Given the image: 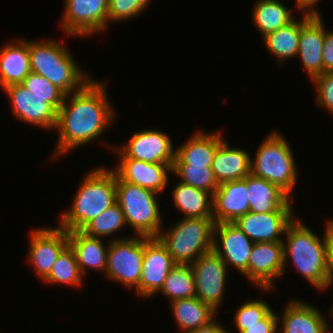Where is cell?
<instances>
[{
  "label": "cell",
  "instance_id": "cell-1",
  "mask_svg": "<svg viewBox=\"0 0 333 333\" xmlns=\"http://www.w3.org/2000/svg\"><path fill=\"white\" fill-rule=\"evenodd\" d=\"M94 78L79 91L65 95L57 111L54 131L57 130L58 141L51 160L98 140L115 123L117 112L107 96L106 82Z\"/></svg>",
  "mask_w": 333,
  "mask_h": 333
},
{
  "label": "cell",
  "instance_id": "cell-2",
  "mask_svg": "<svg viewBox=\"0 0 333 333\" xmlns=\"http://www.w3.org/2000/svg\"><path fill=\"white\" fill-rule=\"evenodd\" d=\"M283 236L284 274L291 260L294 269L312 287L326 291L328 262L324 236L319 237L298 216L287 226Z\"/></svg>",
  "mask_w": 333,
  "mask_h": 333
},
{
  "label": "cell",
  "instance_id": "cell-3",
  "mask_svg": "<svg viewBox=\"0 0 333 333\" xmlns=\"http://www.w3.org/2000/svg\"><path fill=\"white\" fill-rule=\"evenodd\" d=\"M116 203V173L113 168L94 167L82 179L71 206L60 213L59 227L81 230L89 221Z\"/></svg>",
  "mask_w": 333,
  "mask_h": 333
},
{
  "label": "cell",
  "instance_id": "cell-4",
  "mask_svg": "<svg viewBox=\"0 0 333 333\" xmlns=\"http://www.w3.org/2000/svg\"><path fill=\"white\" fill-rule=\"evenodd\" d=\"M66 46L55 38L28 39L31 72L42 75L67 95L79 91L93 77L84 72Z\"/></svg>",
  "mask_w": 333,
  "mask_h": 333
},
{
  "label": "cell",
  "instance_id": "cell-5",
  "mask_svg": "<svg viewBox=\"0 0 333 333\" xmlns=\"http://www.w3.org/2000/svg\"><path fill=\"white\" fill-rule=\"evenodd\" d=\"M285 138L278 131L267 134L257 148L255 158L251 157L250 173L279 186L293 199L299 171L293 150Z\"/></svg>",
  "mask_w": 333,
  "mask_h": 333
},
{
  "label": "cell",
  "instance_id": "cell-6",
  "mask_svg": "<svg viewBox=\"0 0 333 333\" xmlns=\"http://www.w3.org/2000/svg\"><path fill=\"white\" fill-rule=\"evenodd\" d=\"M158 193L123 181L116 174V202L134 236L157 238L162 227Z\"/></svg>",
  "mask_w": 333,
  "mask_h": 333
},
{
  "label": "cell",
  "instance_id": "cell-7",
  "mask_svg": "<svg viewBox=\"0 0 333 333\" xmlns=\"http://www.w3.org/2000/svg\"><path fill=\"white\" fill-rule=\"evenodd\" d=\"M215 222L213 218H181L158 239L176 264H192L199 256L213 250Z\"/></svg>",
  "mask_w": 333,
  "mask_h": 333
},
{
  "label": "cell",
  "instance_id": "cell-8",
  "mask_svg": "<svg viewBox=\"0 0 333 333\" xmlns=\"http://www.w3.org/2000/svg\"><path fill=\"white\" fill-rule=\"evenodd\" d=\"M143 254V236L132 235L109 241L105 278L121 284L127 290H135L139 296Z\"/></svg>",
  "mask_w": 333,
  "mask_h": 333
},
{
  "label": "cell",
  "instance_id": "cell-9",
  "mask_svg": "<svg viewBox=\"0 0 333 333\" xmlns=\"http://www.w3.org/2000/svg\"><path fill=\"white\" fill-rule=\"evenodd\" d=\"M103 146L110 148L118 158L136 159L148 163L168 164L171 167L175 159L174 144L168 133L162 130L145 129L133 133L128 142L122 146H113L101 141ZM121 146V147H120Z\"/></svg>",
  "mask_w": 333,
  "mask_h": 333
},
{
  "label": "cell",
  "instance_id": "cell-10",
  "mask_svg": "<svg viewBox=\"0 0 333 333\" xmlns=\"http://www.w3.org/2000/svg\"><path fill=\"white\" fill-rule=\"evenodd\" d=\"M109 0H64L60 27L70 37H89L106 32Z\"/></svg>",
  "mask_w": 333,
  "mask_h": 333
},
{
  "label": "cell",
  "instance_id": "cell-11",
  "mask_svg": "<svg viewBox=\"0 0 333 333\" xmlns=\"http://www.w3.org/2000/svg\"><path fill=\"white\" fill-rule=\"evenodd\" d=\"M190 266L193 271L195 296L219 313L225 297L229 272L227 265L211 250L199 256Z\"/></svg>",
  "mask_w": 333,
  "mask_h": 333
},
{
  "label": "cell",
  "instance_id": "cell-12",
  "mask_svg": "<svg viewBox=\"0 0 333 333\" xmlns=\"http://www.w3.org/2000/svg\"><path fill=\"white\" fill-rule=\"evenodd\" d=\"M29 235L27 262L43 281L51 272L58 256L68 246V231L57 227L33 228Z\"/></svg>",
  "mask_w": 333,
  "mask_h": 333
},
{
  "label": "cell",
  "instance_id": "cell-13",
  "mask_svg": "<svg viewBox=\"0 0 333 333\" xmlns=\"http://www.w3.org/2000/svg\"><path fill=\"white\" fill-rule=\"evenodd\" d=\"M2 91L10 99L11 111L16 119L54 132L57 111L48 103V98L34 95L21 83L4 87Z\"/></svg>",
  "mask_w": 333,
  "mask_h": 333
},
{
  "label": "cell",
  "instance_id": "cell-14",
  "mask_svg": "<svg viewBox=\"0 0 333 333\" xmlns=\"http://www.w3.org/2000/svg\"><path fill=\"white\" fill-rule=\"evenodd\" d=\"M283 275V243H254L248 260V282L253 283L252 287L256 286L264 293L274 291L275 278Z\"/></svg>",
  "mask_w": 333,
  "mask_h": 333
},
{
  "label": "cell",
  "instance_id": "cell-15",
  "mask_svg": "<svg viewBox=\"0 0 333 333\" xmlns=\"http://www.w3.org/2000/svg\"><path fill=\"white\" fill-rule=\"evenodd\" d=\"M253 246L254 242L234 222L215 224L213 251L223 260L228 268L232 266L236 271L245 276L247 280L248 260Z\"/></svg>",
  "mask_w": 333,
  "mask_h": 333
},
{
  "label": "cell",
  "instance_id": "cell-16",
  "mask_svg": "<svg viewBox=\"0 0 333 333\" xmlns=\"http://www.w3.org/2000/svg\"><path fill=\"white\" fill-rule=\"evenodd\" d=\"M176 265L167 248L158 238L144 237V254L139 297L152 298L162 288L166 277Z\"/></svg>",
  "mask_w": 333,
  "mask_h": 333
},
{
  "label": "cell",
  "instance_id": "cell-17",
  "mask_svg": "<svg viewBox=\"0 0 333 333\" xmlns=\"http://www.w3.org/2000/svg\"><path fill=\"white\" fill-rule=\"evenodd\" d=\"M301 31L296 58L312 80L323 73V45L325 41V25L322 15L301 14Z\"/></svg>",
  "mask_w": 333,
  "mask_h": 333
},
{
  "label": "cell",
  "instance_id": "cell-18",
  "mask_svg": "<svg viewBox=\"0 0 333 333\" xmlns=\"http://www.w3.org/2000/svg\"><path fill=\"white\" fill-rule=\"evenodd\" d=\"M294 211L247 212L234 224L254 243L282 242L287 226L295 219Z\"/></svg>",
  "mask_w": 333,
  "mask_h": 333
},
{
  "label": "cell",
  "instance_id": "cell-19",
  "mask_svg": "<svg viewBox=\"0 0 333 333\" xmlns=\"http://www.w3.org/2000/svg\"><path fill=\"white\" fill-rule=\"evenodd\" d=\"M112 168L123 181L152 190L160 196L167 189L170 183L169 174H172V167L168 164L148 163L130 158H118V165Z\"/></svg>",
  "mask_w": 333,
  "mask_h": 333
},
{
  "label": "cell",
  "instance_id": "cell-20",
  "mask_svg": "<svg viewBox=\"0 0 333 333\" xmlns=\"http://www.w3.org/2000/svg\"><path fill=\"white\" fill-rule=\"evenodd\" d=\"M283 315L278 314V333H325L327 317L319 308L302 301L291 299L283 308ZM326 318V319H325Z\"/></svg>",
  "mask_w": 333,
  "mask_h": 333
},
{
  "label": "cell",
  "instance_id": "cell-21",
  "mask_svg": "<svg viewBox=\"0 0 333 333\" xmlns=\"http://www.w3.org/2000/svg\"><path fill=\"white\" fill-rule=\"evenodd\" d=\"M249 212L246 177L219 184L213 195V220L235 222Z\"/></svg>",
  "mask_w": 333,
  "mask_h": 333
},
{
  "label": "cell",
  "instance_id": "cell-22",
  "mask_svg": "<svg viewBox=\"0 0 333 333\" xmlns=\"http://www.w3.org/2000/svg\"><path fill=\"white\" fill-rule=\"evenodd\" d=\"M249 211L269 213L274 211H294L292 199L279 186L251 173L246 176Z\"/></svg>",
  "mask_w": 333,
  "mask_h": 333
},
{
  "label": "cell",
  "instance_id": "cell-23",
  "mask_svg": "<svg viewBox=\"0 0 333 333\" xmlns=\"http://www.w3.org/2000/svg\"><path fill=\"white\" fill-rule=\"evenodd\" d=\"M197 131V132H196ZM182 145L176 147L173 165L211 167L214 154L225 140L220 131L196 130Z\"/></svg>",
  "mask_w": 333,
  "mask_h": 333
},
{
  "label": "cell",
  "instance_id": "cell-24",
  "mask_svg": "<svg viewBox=\"0 0 333 333\" xmlns=\"http://www.w3.org/2000/svg\"><path fill=\"white\" fill-rule=\"evenodd\" d=\"M68 245L73 250L82 275L89 269L105 275L109 242L105 245L102 238L92 237L81 230L68 231Z\"/></svg>",
  "mask_w": 333,
  "mask_h": 333
},
{
  "label": "cell",
  "instance_id": "cell-25",
  "mask_svg": "<svg viewBox=\"0 0 333 333\" xmlns=\"http://www.w3.org/2000/svg\"><path fill=\"white\" fill-rule=\"evenodd\" d=\"M30 72L28 40L20 38L3 44L0 48V88L22 83Z\"/></svg>",
  "mask_w": 333,
  "mask_h": 333
},
{
  "label": "cell",
  "instance_id": "cell-26",
  "mask_svg": "<svg viewBox=\"0 0 333 333\" xmlns=\"http://www.w3.org/2000/svg\"><path fill=\"white\" fill-rule=\"evenodd\" d=\"M244 148L231 147L224 140L217 148L212 170L219 184L243 179L250 174L251 155Z\"/></svg>",
  "mask_w": 333,
  "mask_h": 333
},
{
  "label": "cell",
  "instance_id": "cell-27",
  "mask_svg": "<svg viewBox=\"0 0 333 333\" xmlns=\"http://www.w3.org/2000/svg\"><path fill=\"white\" fill-rule=\"evenodd\" d=\"M175 323L180 333H189L199 327L208 324L216 316L215 311L209 304L203 303L196 296L169 302Z\"/></svg>",
  "mask_w": 333,
  "mask_h": 333
},
{
  "label": "cell",
  "instance_id": "cell-28",
  "mask_svg": "<svg viewBox=\"0 0 333 333\" xmlns=\"http://www.w3.org/2000/svg\"><path fill=\"white\" fill-rule=\"evenodd\" d=\"M172 191L174 206L184 214L183 218H213V195L179 182Z\"/></svg>",
  "mask_w": 333,
  "mask_h": 333
},
{
  "label": "cell",
  "instance_id": "cell-29",
  "mask_svg": "<svg viewBox=\"0 0 333 333\" xmlns=\"http://www.w3.org/2000/svg\"><path fill=\"white\" fill-rule=\"evenodd\" d=\"M252 9L251 19L263 37L296 18L282 0H256Z\"/></svg>",
  "mask_w": 333,
  "mask_h": 333
},
{
  "label": "cell",
  "instance_id": "cell-30",
  "mask_svg": "<svg viewBox=\"0 0 333 333\" xmlns=\"http://www.w3.org/2000/svg\"><path fill=\"white\" fill-rule=\"evenodd\" d=\"M301 31L300 20L294 19L284 27L262 37V42L270 55L275 56L278 66L288 59L295 58L298 53Z\"/></svg>",
  "mask_w": 333,
  "mask_h": 333
},
{
  "label": "cell",
  "instance_id": "cell-31",
  "mask_svg": "<svg viewBox=\"0 0 333 333\" xmlns=\"http://www.w3.org/2000/svg\"><path fill=\"white\" fill-rule=\"evenodd\" d=\"M124 226H126L124 214L121 207L116 202L110 208L100 213L96 218L89 221L81 231L92 237L102 239L111 237L110 241H113L128 238L127 236H114V233L119 232Z\"/></svg>",
  "mask_w": 333,
  "mask_h": 333
},
{
  "label": "cell",
  "instance_id": "cell-32",
  "mask_svg": "<svg viewBox=\"0 0 333 333\" xmlns=\"http://www.w3.org/2000/svg\"><path fill=\"white\" fill-rule=\"evenodd\" d=\"M169 302L195 296L193 271L189 264H176L166 277L161 290Z\"/></svg>",
  "mask_w": 333,
  "mask_h": 333
},
{
  "label": "cell",
  "instance_id": "cell-33",
  "mask_svg": "<svg viewBox=\"0 0 333 333\" xmlns=\"http://www.w3.org/2000/svg\"><path fill=\"white\" fill-rule=\"evenodd\" d=\"M83 278L75 254L68 245L58 256L50 274L42 282L77 288L83 285Z\"/></svg>",
  "mask_w": 333,
  "mask_h": 333
},
{
  "label": "cell",
  "instance_id": "cell-34",
  "mask_svg": "<svg viewBox=\"0 0 333 333\" xmlns=\"http://www.w3.org/2000/svg\"><path fill=\"white\" fill-rule=\"evenodd\" d=\"M172 175L179 177L181 183L204 190L212 195L219 186L211 167L198 165H173Z\"/></svg>",
  "mask_w": 333,
  "mask_h": 333
},
{
  "label": "cell",
  "instance_id": "cell-35",
  "mask_svg": "<svg viewBox=\"0 0 333 333\" xmlns=\"http://www.w3.org/2000/svg\"><path fill=\"white\" fill-rule=\"evenodd\" d=\"M31 93L38 97L48 98V103L58 111L61 107L65 93L53 85L42 75L30 72L21 83Z\"/></svg>",
  "mask_w": 333,
  "mask_h": 333
},
{
  "label": "cell",
  "instance_id": "cell-36",
  "mask_svg": "<svg viewBox=\"0 0 333 333\" xmlns=\"http://www.w3.org/2000/svg\"><path fill=\"white\" fill-rule=\"evenodd\" d=\"M247 301V302H246ZM234 312L235 325H253L259 324L273 308L264 299L246 300Z\"/></svg>",
  "mask_w": 333,
  "mask_h": 333
},
{
  "label": "cell",
  "instance_id": "cell-37",
  "mask_svg": "<svg viewBox=\"0 0 333 333\" xmlns=\"http://www.w3.org/2000/svg\"><path fill=\"white\" fill-rule=\"evenodd\" d=\"M149 1L151 2V0H109L108 24L140 16L146 11Z\"/></svg>",
  "mask_w": 333,
  "mask_h": 333
},
{
  "label": "cell",
  "instance_id": "cell-38",
  "mask_svg": "<svg viewBox=\"0 0 333 333\" xmlns=\"http://www.w3.org/2000/svg\"><path fill=\"white\" fill-rule=\"evenodd\" d=\"M315 86L318 106L333 115V72H323L311 80Z\"/></svg>",
  "mask_w": 333,
  "mask_h": 333
},
{
  "label": "cell",
  "instance_id": "cell-39",
  "mask_svg": "<svg viewBox=\"0 0 333 333\" xmlns=\"http://www.w3.org/2000/svg\"><path fill=\"white\" fill-rule=\"evenodd\" d=\"M234 326L238 333H278V314L272 309L259 324Z\"/></svg>",
  "mask_w": 333,
  "mask_h": 333
},
{
  "label": "cell",
  "instance_id": "cell-40",
  "mask_svg": "<svg viewBox=\"0 0 333 333\" xmlns=\"http://www.w3.org/2000/svg\"><path fill=\"white\" fill-rule=\"evenodd\" d=\"M325 27V41L323 45V72H333V30Z\"/></svg>",
  "mask_w": 333,
  "mask_h": 333
},
{
  "label": "cell",
  "instance_id": "cell-41",
  "mask_svg": "<svg viewBox=\"0 0 333 333\" xmlns=\"http://www.w3.org/2000/svg\"><path fill=\"white\" fill-rule=\"evenodd\" d=\"M217 317H215L212 321H210L208 324L199 327L197 330L191 331L189 333H231L232 331H228L226 327L220 324L218 320H216Z\"/></svg>",
  "mask_w": 333,
  "mask_h": 333
},
{
  "label": "cell",
  "instance_id": "cell-42",
  "mask_svg": "<svg viewBox=\"0 0 333 333\" xmlns=\"http://www.w3.org/2000/svg\"><path fill=\"white\" fill-rule=\"evenodd\" d=\"M320 1L321 0H295V9L310 15H322L317 9V4H319Z\"/></svg>",
  "mask_w": 333,
  "mask_h": 333
},
{
  "label": "cell",
  "instance_id": "cell-43",
  "mask_svg": "<svg viewBox=\"0 0 333 333\" xmlns=\"http://www.w3.org/2000/svg\"><path fill=\"white\" fill-rule=\"evenodd\" d=\"M325 224L323 235L326 243L327 258H333V219H328Z\"/></svg>",
  "mask_w": 333,
  "mask_h": 333
},
{
  "label": "cell",
  "instance_id": "cell-44",
  "mask_svg": "<svg viewBox=\"0 0 333 333\" xmlns=\"http://www.w3.org/2000/svg\"><path fill=\"white\" fill-rule=\"evenodd\" d=\"M328 262V276H327V283H326V290L332 288L330 286L333 285V258H327Z\"/></svg>",
  "mask_w": 333,
  "mask_h": 333
},
{
  "label": "cell",
  "instance_id": "cell-45",
  "mask_svg": "<svg viewBox=\"0 0 333 333\" xmlns=\"http://www.w3.org/2000/svg\"><path fill=\"white\" fill-rule=\"evenodd\" d=\"M330 317L333 319V308H330ZM329 325H331V323L329 324V322L327 321L325 325V333H333V330H330Z\"/></svg>",
  "mask_w": 333,
  "mask_h": 333
}]
</instances>
